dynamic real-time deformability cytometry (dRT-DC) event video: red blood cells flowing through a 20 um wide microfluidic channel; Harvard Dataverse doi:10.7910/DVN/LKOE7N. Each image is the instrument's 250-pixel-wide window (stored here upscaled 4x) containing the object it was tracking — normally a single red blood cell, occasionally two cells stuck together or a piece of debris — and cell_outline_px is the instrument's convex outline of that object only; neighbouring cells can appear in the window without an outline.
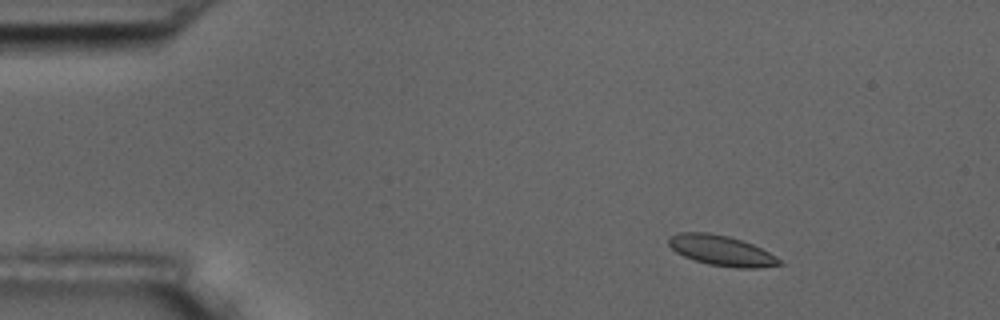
{"species": "common noctule bat (a hibernating species)", "species_latin": "Nyctalus noctula", "temperature_condition": "room temperature", "stored_images_in_passage": 50, "camera_frame_rate_fps": 3000, "um_per_image_px": 0.085, "animal": {"sex": "male", "body_mass_g": 17.5, "forearm_length_mm": 52.3}, "frame": {"image": 1, "passage_image": 1, "time_ms": 0.0, "image_size_px": [1000, 320], "cell_outline_px": [[784, 264], [760, 268], [736, 268], [708, 264], [684, 256], [676, 252], [668, 244], [668, 236], [680, 232], [708, 232], [728, 236], [752, 244], [776, 256]], "centroid_in_image_um": [61.31, 21.3], "position_along_channel_um": 23.7, "area_um2": 19.48}}
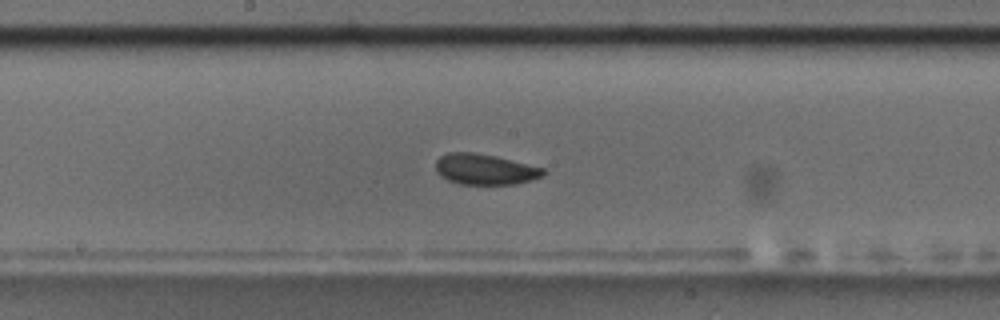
{"frame": {"image": 2, "passage_image": 23, "time_ms": 7.333, "image_size_px": [1000, 320], "cell_outline_px": [[548, 172], [544, 176], [532, 180], [516, 184], [460, 184], [448, 180], [440, 176], [436, 172], [436, 160], [440, 156], [448, 152], [472, 152], [496, 156], [544, 168]], "centroid_in_image_um": [41.23, 14.39], "position_along_channel_um": 207.0, "area_um2": 19.42}}
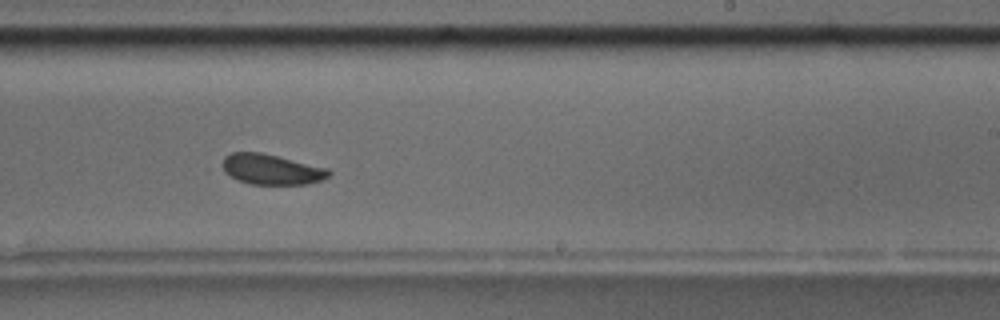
{"frame": {"image": 3, "passage_image": 28, "time_ms": 9.0, "image_size_px": [1000, 320], "cell_outline_px": [[332, 172], [328, 176], [320, 180], [308, 184], [252, 184], [236, 180], [224, 172], [220, 164], [224, 156], [232, 152], [260, 152], [328, 168]], "centroid_in_image_um": [23.02, 14.39], "position_along_channel_um": 266.0, "area_um2": 18.9}, "authors_computed_cell_mechanics": {"area_um2": 19.2474, "velocity_mm_per_s": 3.5481, "shape_relaxation_time_tau1_ms": 9.1432, "shape_relaxation_time_tau2_ms": 2.5447, "deformation_change_tau1": 0.1094, "deformation_change_tau2": 0.0601}}